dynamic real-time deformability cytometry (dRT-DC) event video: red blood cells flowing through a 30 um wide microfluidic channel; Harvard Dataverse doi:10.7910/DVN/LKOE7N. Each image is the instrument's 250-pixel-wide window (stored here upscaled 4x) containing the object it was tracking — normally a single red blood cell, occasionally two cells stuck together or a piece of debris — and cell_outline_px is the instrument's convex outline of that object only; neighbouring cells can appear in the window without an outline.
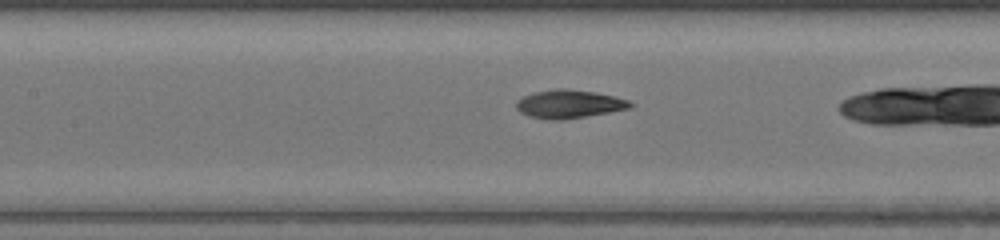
{"species": "common noctule bat (a hibernating species)", "species_latin": "Nyctalus noctula", "temperature_condition": "warm", "stored_images_in_passage": 28, "camera_frame_rate_fps": 3000, "um_per_image_px": 0.085, "animal": {"sex": "female", "body_mass_g": 17.0, "forearm_length_mm": 48.0}, "frame": {"image": 1, "passage_image": 13, "time_ms": 4.0, "image_size_px": [1000, 240], "cell_outline_px": [[632, 108], [560, 120], [548, 120], [528, 116], [520, 112], [516, 108], [516, 100], [524, 96], [536, 92], [556, 88], [568, 88], [596, 92], [628, 100], [632, 104]], "centroid_in_image_um": [48.33, 8.84], "position_along_channel_um": 159.1, "area_um2": 18.73}}
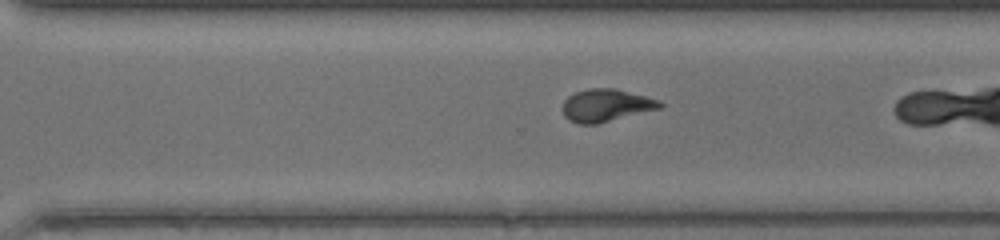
{"frame": {"image": 2, "passage_image": 24, "time_ms": 7.667, "image_size_px": [1000, 240], "cell_outline_px": [[664, 104], [660, 108], [596, 124], [580, 124], [568, 120], [564, 116], [564, 100], [568, 96], [576, 92], [588, 88], [616, 88], [660, 100]], "centroid_in_image_um": [51.52, 8.94], "position_along_channel_um": 319.1, "area_um2": 18.32}}
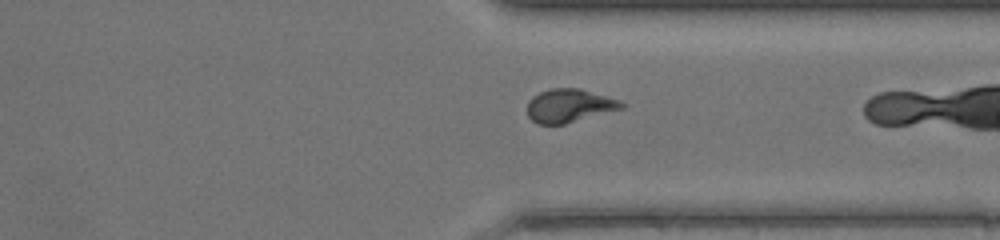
{"frame": {"image": 3, "passage_image": 27, "time_ms": 8.667, "image_size_px": [1000, 240], "cell_outline_px": [[628, 104], [624, 108], [564, 124], [536, 124], [528, 116], [528, 100], [532, 96], [540, 92], [552, 88], [580, 88], [620, 100]], "centroid_in_image_um": [48.41, 8.98], "position_along_channel_um": 363.0, "area_um2": 18.44}}